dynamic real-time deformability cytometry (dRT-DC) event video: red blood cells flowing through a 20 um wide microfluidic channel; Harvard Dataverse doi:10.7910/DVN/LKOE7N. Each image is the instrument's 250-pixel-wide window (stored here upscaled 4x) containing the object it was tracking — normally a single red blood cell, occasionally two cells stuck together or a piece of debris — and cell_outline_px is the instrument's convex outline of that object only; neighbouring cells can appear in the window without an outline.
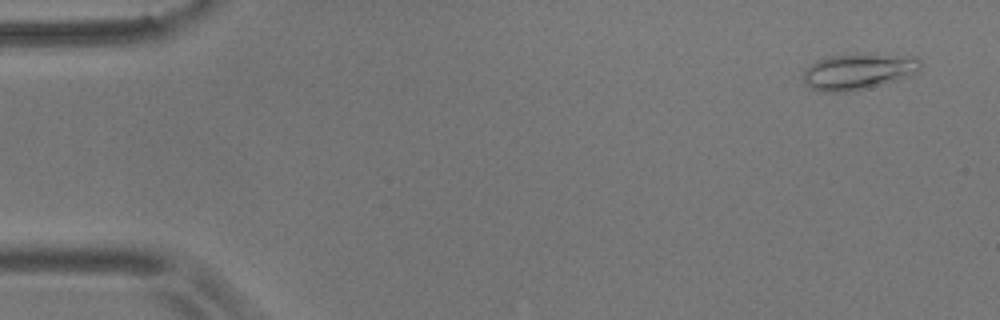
{"species": "common noctule bat (a hibernating species)", "species_latin": "Nyctalus noctula", "temperature_condition": "room temperature", "stored_images_in_passage": 55, "camera_frame_rate_fps": 3000, "um_per_image_px": 0.085, "animal": {"sex": "male", "body_mass_g": 17.9}, "frame": {"image": 1, "passage_image": 3, "time_ms": 0.667, "image_size_px": [1000, 320], "cell_outline_px": [[920, 72], [912, 76], [868, 88], [844, 92], [828, 92], [812, 88], [804, 80], [804, 72], [816, 60], [828, 56], [916, 56], [920, 60]], "centroid_in_image_um": [73.01, 6.11], "position_along_channel_um": 12.0, "area_um2": 23.81}}
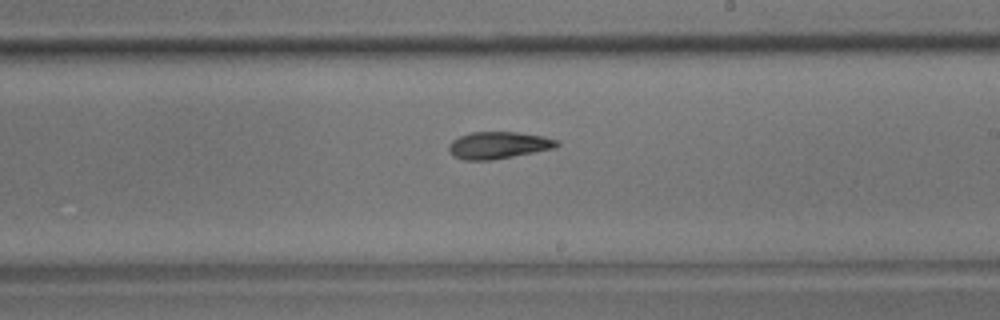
{"frame": {"image": 2, "passage_image": 32, "time_ms": 10.333, "image_size_px": [1000, 320], "cell_outline_px": [[560, 144], [556, 148], [492, 160], [464, 160], [448, 152], [448, 144], [452, 140], [460, 136], [472, 132], [516, 132], [544, 136], [556, 140]], "centroid_in_image_um": [42.36, 12.34], "position_along_channel_um": 246.6, "area_um2": 16.99}}
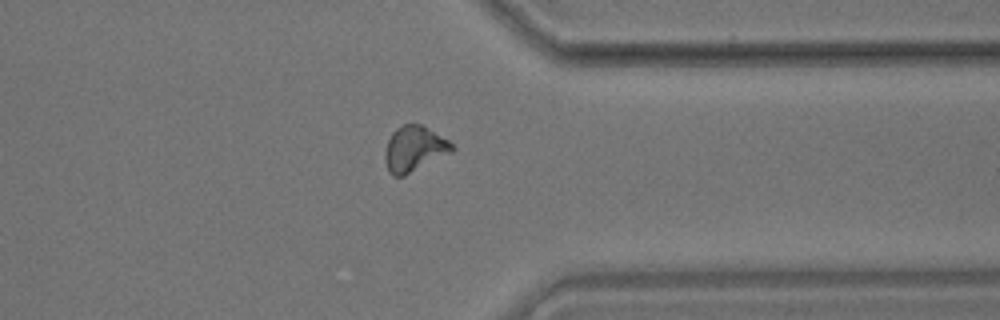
{"frame": {"image": 3, "passage_image": 43, "time_ms": 14.0, "image_size_px": [1000, 320], "cell_outline_px": [[456, 148], [452, 152], [404, 176], [392, 176], [388, 172], [384, 160], [384, 152], [388, 140], [392, 132], [396, 128], [404, 124], [420, 124], [448, 140]], "centroid_in_image_um": [35.18, 12.67], "position_along_channel_um": 376.2, "area_um2": 17.74}, "authors_computed_cell_mechanics": {"area_um2": 17.1666, "velocity_mm_per_s": 3.6542, "shape_relaxation_time_tau1_ms": 6.1038, "shape_relaxation_time_tau2_ms": 4.7808, "deformation_change_tau1": 0.1559, "deformation_change_tau2": 0.1143}}